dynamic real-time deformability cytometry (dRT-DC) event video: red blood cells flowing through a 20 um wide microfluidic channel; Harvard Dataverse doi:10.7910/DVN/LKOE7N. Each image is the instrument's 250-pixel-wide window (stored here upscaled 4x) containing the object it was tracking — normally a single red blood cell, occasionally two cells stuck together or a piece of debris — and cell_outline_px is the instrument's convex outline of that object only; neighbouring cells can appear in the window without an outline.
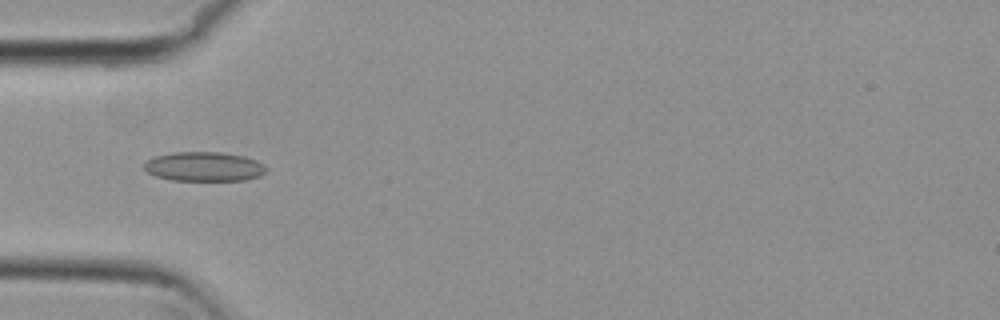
{"species": "common noctule bat (a hibernating species)", "species_latin": "Nyctalus noctula", "temperature_condition": "cold", "stored_images_in_passage": 7, "camera_frame_rate_fps": 3000, "um_per_image_px": 0.085, "animal": {"sex": "female", "body_mass_g": 29.2, "forearm_length_mm": 56.3}, "frame": {"image": 1, "passage_image": 5, "time_ms": 1.333, "image_size_px": [1000, 320], "cell_outline_px": [[268, 168], [260, 176], [244, 180], [172, 180], [156, 176], [148, 172], [144, 168], [144, 164], [148, 160], [156, 156], [176, 152], [220, 152], [244, 156], [256, 160], [264, 164]], "centroid_in_image_um": [17.38, 14.16], "position_along_channel_um": 67.6, "area_um2": 20.75}}
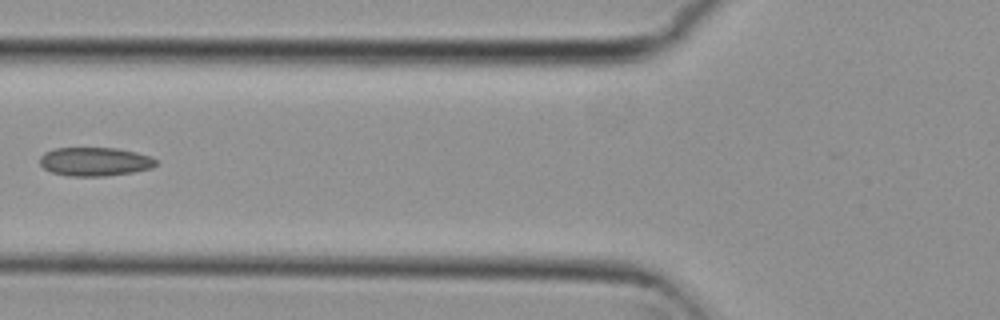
{"frame": {"image": 2, "passage_image": 6, "time_ms": 1.667, "image_size_px": [1000, 320], "cell_outline_px": [[156, 164], [152, 168], [132, 172], [104, 176], [68, 176], [52, 172], [44, 168], [40, 164], [40, 156], [44, 152], [56, 148], [116, 148], [136, 152], [152, 156], [156, 160]], "centroid_in_image_um": [8.06, 13.73], "position_along_channel_um": 117.7, "area_um2": 19.42}}
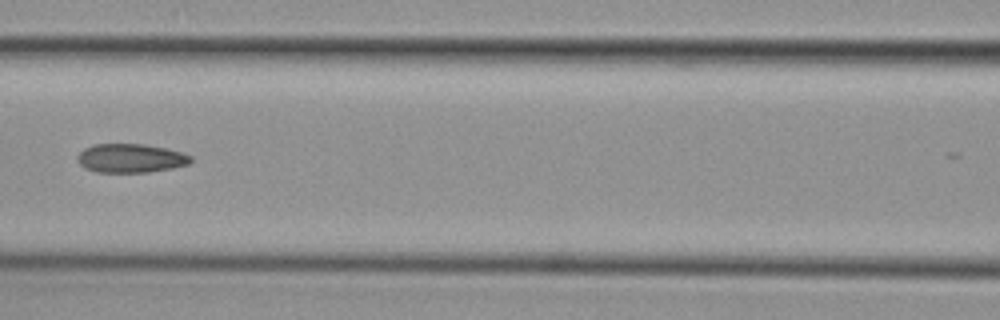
{"frame": {"image": 3, "passage_image": 7, "time_ms": 2.0, "image_size_px": [1000, 320], "cell_outline_px": [[192, 160], [188, 164], [172, 168], [148, 172], [96, 172], [84, 168], [76, 160], [76, 156], [84, 148], [92, 144], [144, 144], [168, 148], [192, 156]], "centroid_in_image_um": [11.08, 13.44], "position_along_channel_um": 155.5, "area_um2": 19.19}}